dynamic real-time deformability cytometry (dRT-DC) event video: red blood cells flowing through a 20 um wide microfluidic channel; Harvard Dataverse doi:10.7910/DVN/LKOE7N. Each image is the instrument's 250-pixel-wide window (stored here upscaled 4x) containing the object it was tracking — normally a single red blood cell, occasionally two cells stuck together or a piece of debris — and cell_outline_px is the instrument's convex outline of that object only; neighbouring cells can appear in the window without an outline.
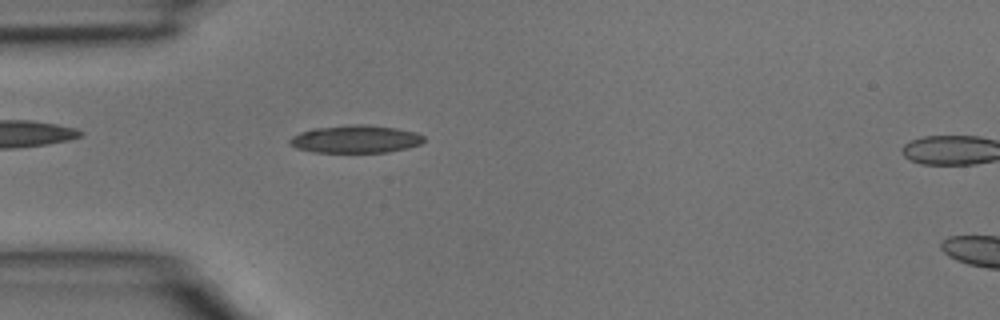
{"species": "common noctule bat (a hibernating species)", "species_latin": "Nyctalus noctula", "temperature_condition": "room temperature", "stored_images_in_passage": 4, "segment_of_instrument_passage": [1, 2], "camera_frame_rate_fps": 3000, "um_per_image_px": 0.085, "animal": {"sex": "male", "body_mass_g": 15.6}, "frame": {"image": 1, "passage_image": 3, "time_ms": 0.667, "image_size_px": [1000, 320], "cell_outline_px": [[424, 140], [420, 144], [408, 148], [388, 152], [312, 152], [296, 148], [288, 144], [288, 140], [292, 136], [300, 132], [312, 128], [352, 124], [364, 124], [396, 128], [416, 132], [424, 136]], "centroid_in_image_um": [30.19, 11.82], "position_along_channel_um": 54.8, "area_um2": 21.85}}